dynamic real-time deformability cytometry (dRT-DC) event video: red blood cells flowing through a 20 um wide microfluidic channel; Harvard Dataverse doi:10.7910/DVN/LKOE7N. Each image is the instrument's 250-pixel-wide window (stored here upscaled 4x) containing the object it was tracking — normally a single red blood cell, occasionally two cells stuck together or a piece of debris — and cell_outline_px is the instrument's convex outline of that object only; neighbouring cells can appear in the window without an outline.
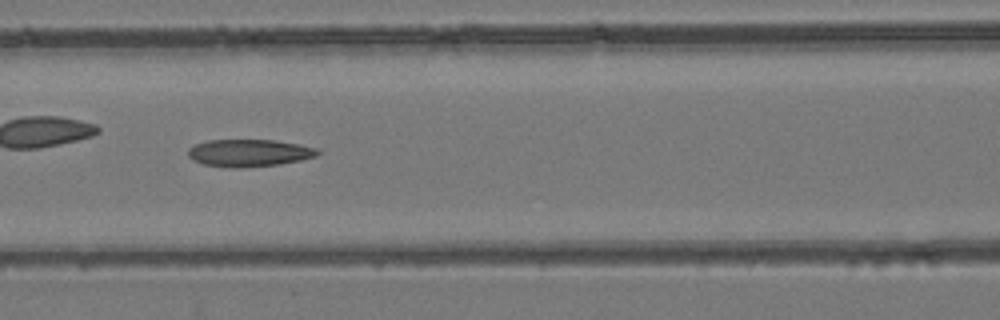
{"species": "common noctule bat (a hibernating species)", "species_latin": "Nyctalus noctula", "temperature_condition": "room temperature", "stored_images_in_passage": 54, "camera_frame_rate_fps": 3000, "um_per_image_px": 0.085, "animal": {"sex": "female", "body_mass_g": 24.6, "forearm_length_mm": 56.2}, "frame": {"image": 1, "passage_image": 24, "time_ms": 7.667, "image_size_px": [1000, 320], "cell_outline_px": [[320, 152], [316, 156], [300, 160], [280, 164], [240, 168], [236, 168], [204, 164], [192, 160], [188, 156], [188, 148], [196, 144], [208, 140], [276, 140], [300, 144], [316, 148]], "centroid_in_image_um": [21.17, 12.99], "position_along_channel_um": 145.4, "area_um2": 20.58}}
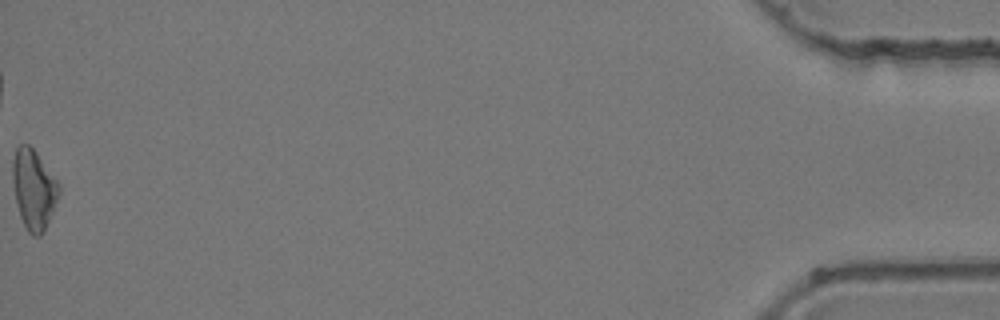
{"frame": {"image": 2, "passage_image": 54, "time_ms": 17.667, "image_size_px": [1000, 320], "cell_outline_px": [[60, 192], [44, 232], [40, 236], [32, 236], [28, 232], [20, 216], [16, 200], [12, 180], [12, 160], [16, 148], [20, 144], [28, 144], [36, 152], [60, 184]], "centroid_in_image_um": [2.86, 16.09], "position_along_channel_um": 432.3, "area_um2": 21.44}}